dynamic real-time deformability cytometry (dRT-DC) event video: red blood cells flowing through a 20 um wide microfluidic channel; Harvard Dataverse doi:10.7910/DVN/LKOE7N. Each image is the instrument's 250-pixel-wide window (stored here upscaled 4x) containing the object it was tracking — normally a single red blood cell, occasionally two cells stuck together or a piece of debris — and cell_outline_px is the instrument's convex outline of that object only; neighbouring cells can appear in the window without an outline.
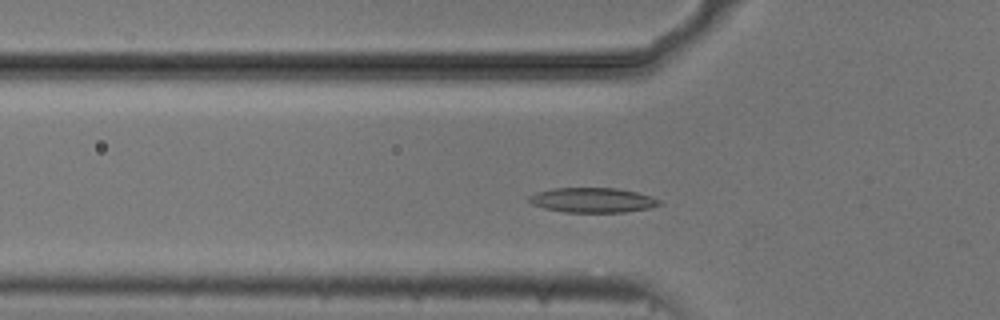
{"species": "common noctule bat (a hibernating species)", "species_latin": "Nyctalus noctula", "temperature_condition": "cold", "stored_images_in_passage": 47, "camera_frame_rate_fps": 3000, "um_per_image_px": 0.085, "animal": {"sex": "male", "body_mass_g": 20.5, "forearm_length_mm": 52.5}, "frame": {"image": 1, "passage_image": 11, "time_ms": 3.333, "image_size_px": [1000, 320], "cell_outline_px": [[664, 204], [648, 208], [624, 212], [564, 212], [544, 208], [532, 204], [528, 200], [528, 196], [536, 192], [552, 188], [616, 188], [636, 192], [652, 196], [660, 200]], "centroid_in_image_um": [50.37, 17.01], "position_along_channel_um": 75.4, "area_um2": 18.9}}
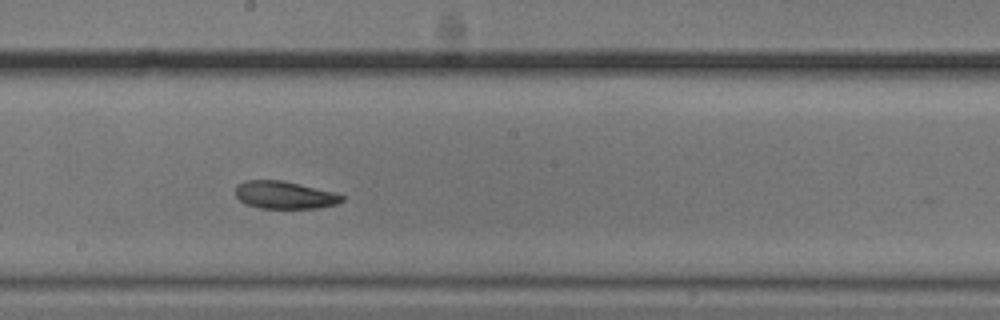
{"frame": {"image": 2, "passage_image": 23, "time_ms": 7.333, "image_size_px": [1000, 320], "cell_outline_px": [[344, 200], [336, 204], [316, 208], [260, 208], [244, 204], [236, 196], [236, 184], [244, 180], [280, 180], [332, 192], [344, 196]], "centroid_in_image_um": [24.13, 16.58], "position_along_channel_um": 224.1, "area_um2": 16.94}}
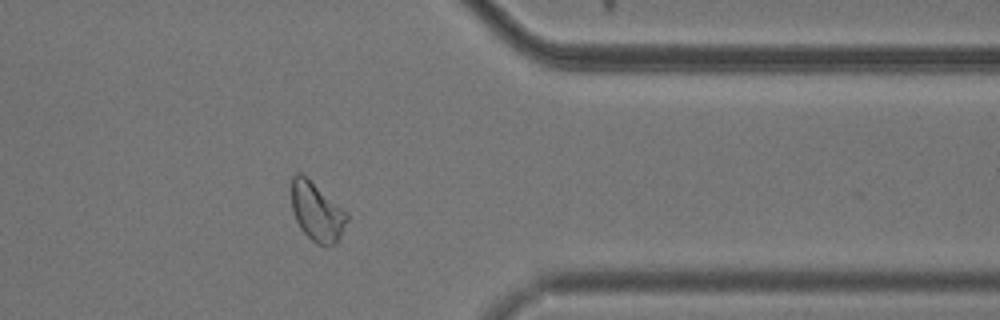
{"frame": {"image": 3, "passage_image": 37, "time_ms": 12.0, "image_size_px": [1000, 320], "cell_outline_px": [[348, 220], [336, 244], [316, 244], [300, 228], [296, 220], [292, 208], [292, 176], [296, 172], [300, 172], [348, 212]], "centroid_in_image_um": [26.94, 17.99], "position_along_channel_um": 384.5, "area_um2": 18.73}, "authors_computed_cell_mechanics": {"area_um2": 18.7272, "velocity_mm_per_s": 3.701, "shape_relaxation_time_tau1_ms": null, "shape_relaxation_time_tau2_ms": 3.8072, "deformation_change_tau1": null, "deformation_change_tau2": 0.0968}}